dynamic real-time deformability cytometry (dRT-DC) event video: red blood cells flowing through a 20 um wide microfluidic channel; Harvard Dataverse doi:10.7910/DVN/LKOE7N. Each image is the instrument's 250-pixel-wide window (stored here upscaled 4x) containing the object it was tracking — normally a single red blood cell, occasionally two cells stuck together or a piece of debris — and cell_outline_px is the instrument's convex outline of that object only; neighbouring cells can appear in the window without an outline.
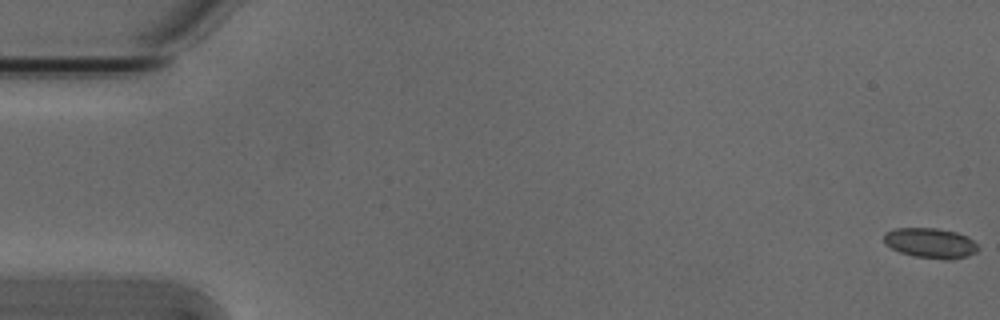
{"species": "Egyptian fruit bat (a non-hibernating species)", "species_latin": "Rousettus aegyptiacus", "temperature_condition": "cold", "stored_images_in_passage": 9, "camera_frame_rate_fps": 3000, "um_per_image_px": 0.085, "animal": {"sex": "male"}, "frame": {"image": 1, "passage_image": 1, "time_ms": 0.0, "image_size_px": [1000, 320], "cell_outline_px": [[980, 248], [976, 252], [968, 256], [952, 260], [944, 260], [916, 256], [900, 252], [884, 244], [884, 232], [896, 228], [936, 228], [956, 232], [968, 236]], "centroid_in_image_um": [79.1, 20.66], "position_along_channel_um": 5.9, "area_um2": 16.65}}